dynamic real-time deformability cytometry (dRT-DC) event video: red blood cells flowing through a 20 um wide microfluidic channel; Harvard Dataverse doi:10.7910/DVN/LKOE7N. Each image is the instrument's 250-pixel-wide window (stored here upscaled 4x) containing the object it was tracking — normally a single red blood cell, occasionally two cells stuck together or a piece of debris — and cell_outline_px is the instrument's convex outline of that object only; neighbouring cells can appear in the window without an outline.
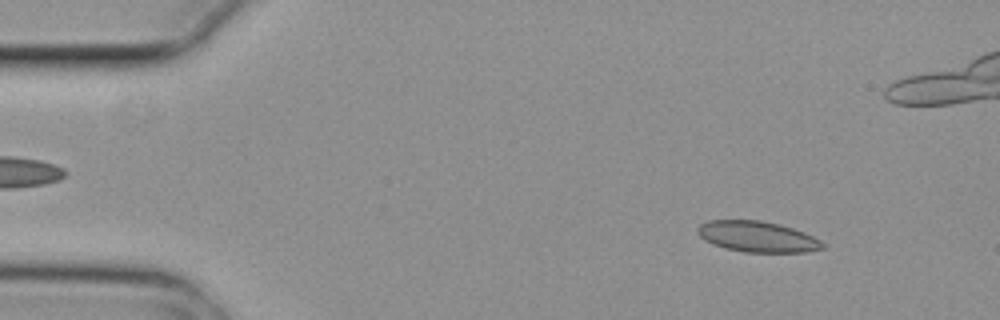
{"species": "common noctule bat (a hibernating species)", "species_latin": "Nyctalus noctula", "temperature_condition": "cold", "stored_images_in_passage": 3, "camera_frame_rate_fps": 3000, "um_per_image_px": 0.085, "animal": {"sex": "female", "body_mass_g": 29.2, "forearm_length_mm": 56.3}, "frame": {"image": 1, "passage_image": 1, "time_ms": 0.0, "image_size_px": [1000, 320], "cell_outline_px": [[824, 248], [808, 252], [744, 252], [724, 248], [712, 244], [704, 240], [696, 232], [696, 228], [700, 224], [708, 220], [760, 220], [780, 224], [804, 232], [820, 240], [824, 244]], "centroid_in_image_um": [64.35, 20.11], "position_along_channel_um": 20.7, "area_um2": 22.6}}